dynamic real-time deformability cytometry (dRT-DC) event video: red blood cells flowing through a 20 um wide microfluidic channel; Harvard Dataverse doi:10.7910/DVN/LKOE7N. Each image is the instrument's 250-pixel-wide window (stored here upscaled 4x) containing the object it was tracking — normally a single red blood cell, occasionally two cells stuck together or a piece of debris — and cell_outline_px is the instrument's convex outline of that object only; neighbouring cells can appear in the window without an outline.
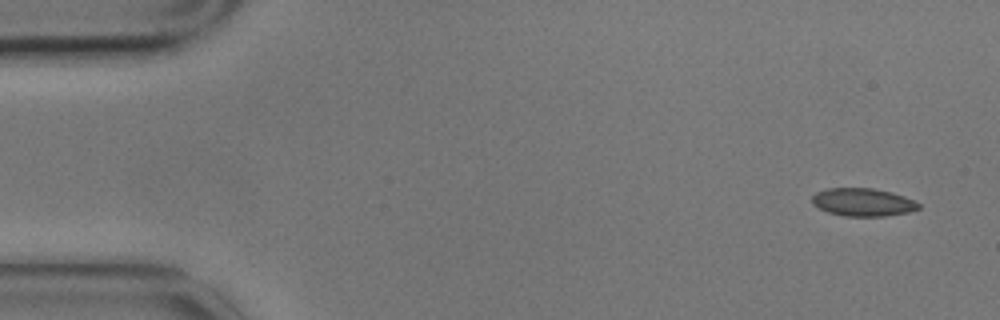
{"species": "common noctule bat (a hibernating species)", "species_latin": "Nyctalus noctula", "temperature_condition": "cold", "stored_images_in_passage": 6, "camera_frame_rate_fps": 3000, "um_per_image_px": 0.085, "animal": {"sex": "male", "body_mass_g": 17.9}, "frame": {"image": 1, "passage_image": 1, "time_ms": 0.0, "image_size_px": [1000, 320], "cell_outline_px": [[920, 208], [908, 212], [884, 216], [844, 216], [828, 212], [812, 204], [812, 196], [816, 192], [828, 188], [872, 188], [892, 192], [904, 196], [920, 204]], "centroid_in_image_um": [73.33, 17.18], "position_along_channel_um": 11.7, "area_um2": 17.28}}
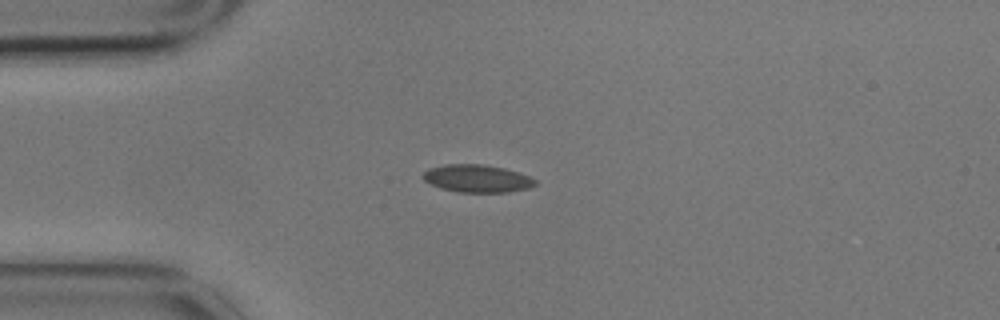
{"frame": {"image": 2, "passage_image": 4, "time_ms": 1.0, "image_size_px": [1000, 320], "cell_outline_px": [[536, 184], [528, 188], [508, 192], [456, 192], [440, 188], [424, 180], [420, 176], [428, 168], [444, 164], [484, 164], [504, 168], [520, 172], [536, 180]], "centroid_in_image_um": [40.53, 15.16], "position_along_channel_um": 44.5, "area_um2": 18.21}}